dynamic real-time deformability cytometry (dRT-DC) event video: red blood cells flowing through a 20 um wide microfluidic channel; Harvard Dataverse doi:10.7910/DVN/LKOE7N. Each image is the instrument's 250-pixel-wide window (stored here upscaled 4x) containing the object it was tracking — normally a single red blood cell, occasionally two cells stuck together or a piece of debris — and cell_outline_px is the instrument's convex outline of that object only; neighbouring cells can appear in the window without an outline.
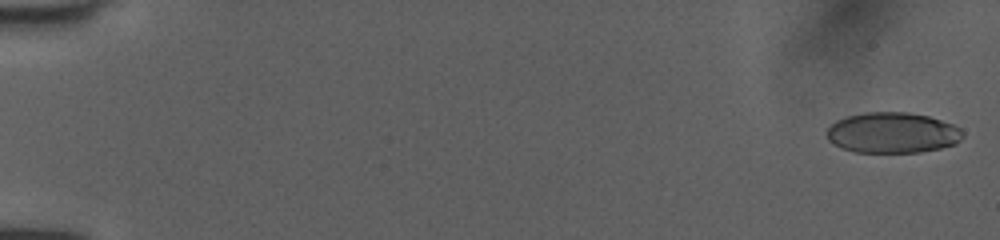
{"species": "human", "species_latin": "Homo sapiens", "temperature_condition": "room temperature", "stored_images_in_passage": 53, "camera_frame_rate_fps": 3000, "um_per_image_px": 0.085, "donor": {"sex": "female"}, "frame": {"image": 1, "passage_image": 2, "time_ms": 0.333, "image_size_px": [1000, 240], "cell_outline_px": [[964, 136], [960, 140], [952, 144], [940, 148], [920, 152], [856, 152], [840, 148], [832, 144], [828, 140], [828, 128], [836, 120], [848, 116], [864, 112], [908, 112], [928, 116], [952, 124], [960, 128], [964, 132]], "centroid_in_image_um": [75.85, 11.28], "position_along_channel_um": 9.2, "area_um2": 32.19}}
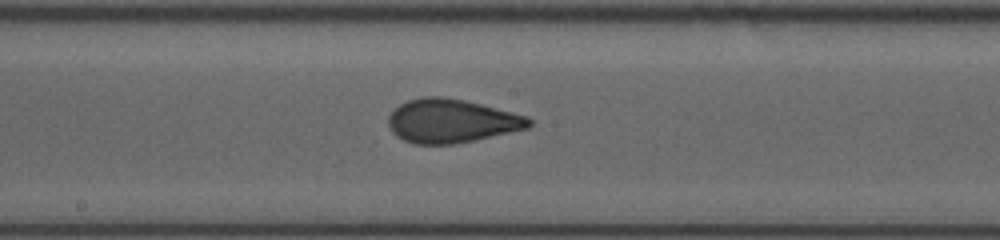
{"frame": {"image": 2, "passage_image": 30, "time_ms": 9.667, "image_size_px": [1000, 240], "cell_outline_px": [[532, 124], [528, 128], [456, 144], [412, 144], [396, 136], [392, 132], [388, 124], [388, 116], [400, 104], [408, 100], [424, 96], [440, 96], [464, 100], [528, 116], [532, 120]], "centroid_in_image_um": [38.36, 10.28], "position_along_channel_um": 209.8, "area_um2": 35.72}}
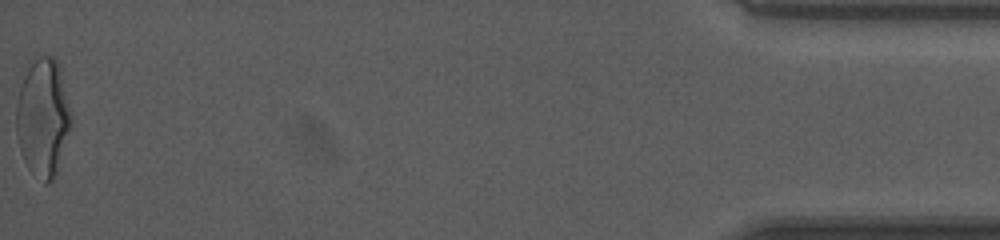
{"frame": {"image": 3, "passage_image": 53, "time_ms": 17.333, "image_size_px": [1000, 240], "cell_outline_px": [[72, 124], [56, 172], [52, 180], [44, 184], [28, 168], [24, 160], [20, 148], [16, 132], [16, 104], [20, 88], [28, 60], [40, 56], [56, 56], [60, 68], [72, 120]], "centroid_in_image_um": [3.64, 9.94], "position_along_channel_um": 431.6, "area_um2": 37.8}, "authors_computed_cell_mechanics": {"area_um2": 34.5644, "velocity_mm_per_s": 4.0359, "shape_relaxation_time_tau1_ms": null, "shape_relaxation_time_tau2_ms": 0.7762, "deformation_change_tau1": null, "deformation_change_tau2": 0.0689}}